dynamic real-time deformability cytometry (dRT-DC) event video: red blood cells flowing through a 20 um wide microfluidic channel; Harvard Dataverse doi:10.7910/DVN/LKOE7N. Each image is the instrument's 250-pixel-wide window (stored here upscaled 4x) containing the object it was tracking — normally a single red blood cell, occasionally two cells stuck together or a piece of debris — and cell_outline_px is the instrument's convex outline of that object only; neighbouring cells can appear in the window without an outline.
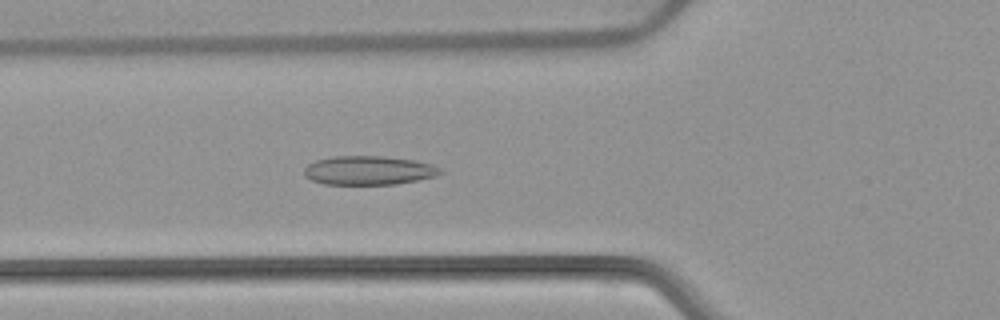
{"species": "common noctule bat (a hibernating species)", "species_latin": "Nyctalus noctula", "temperature_condition": "warm", "stored_images_in_passage": 42, "camera_frame_rate_fps": 3000, "um_per_image_px": 0.085, "animal": {"sex": "female", "body_mass_g": 22.7, "forearm_length_mm": 54.2}, "frame": {"image": 1, "passage_image": 9, "time_ms": 2.667, "image_size_px": [1000, 320], "cell_outline_px": [[444, 172], [436, 176], [396, 184], [324, 184], [312, 180], [304, 176], [304, 168], [308, 164], [316, 160], [332, 156], [380, 156], [416, 160], [432, 164], [440, 168]], "centroid_in_image_um": [31.34, 14.48], "position_along_channel_um": 94.5, "area_um2": 23.0}}
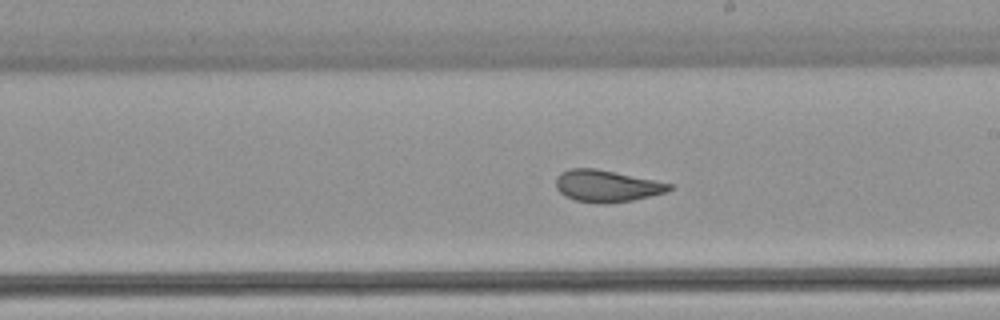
{"frame": {"image": 2, "passage_image": 20, "time_ms": 6.333, "image_size_px": [1000, 320], "cell_outline_px": [[672, 188], [668, 192], [632, 200], [608, 204], [596, 204], [576, 200], [564, 196], [556, 188], [556, 176], [560, 172], [568, 168], [596, 168], [672, 184]], "centroid_in_image_um": [51.53, 15.81], "position_along_channel_um": 237.5, "area_um2": 21.15}}
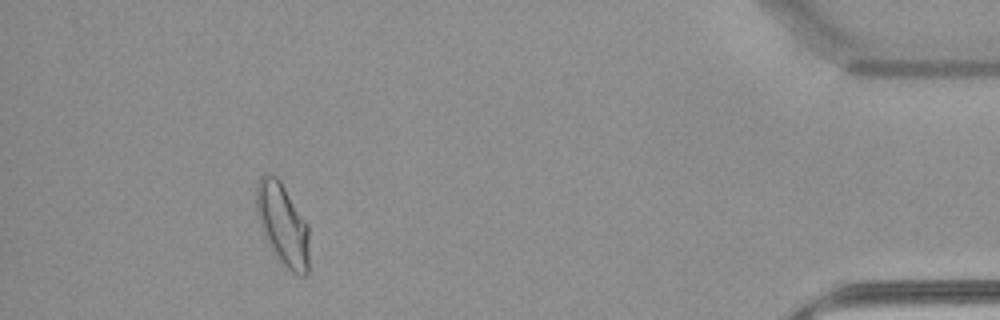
{"frame": {"image": 3, "passage_image": 38, "time_ms": 12.333, "image_size_px": [1000, 320], "cell_outline_px": [[308, 272], [304, 276], [300, 276], [292, 272], [272, 252], [260, 228], [256, 208], [256, 184], [260, 176], [264, 172], [268, 172], [276, 176], [280, 180], [308, 224]], "centroid_in_image_um": [24.0, 19.03], "position_along_channel_um": 411.2, "area_um2": 25.43}, "authors_computed_cell_mechanics": {"area_um2": 22.0218, "velocity_mm_per_s": 3.8959, "shape_relaxation_time_tau1_ms": null, "shape_relaxation_time_tau2_ms": 1.3035, "deformation_change_tau1": null, "deformation_change_tau2": 0.0724}}